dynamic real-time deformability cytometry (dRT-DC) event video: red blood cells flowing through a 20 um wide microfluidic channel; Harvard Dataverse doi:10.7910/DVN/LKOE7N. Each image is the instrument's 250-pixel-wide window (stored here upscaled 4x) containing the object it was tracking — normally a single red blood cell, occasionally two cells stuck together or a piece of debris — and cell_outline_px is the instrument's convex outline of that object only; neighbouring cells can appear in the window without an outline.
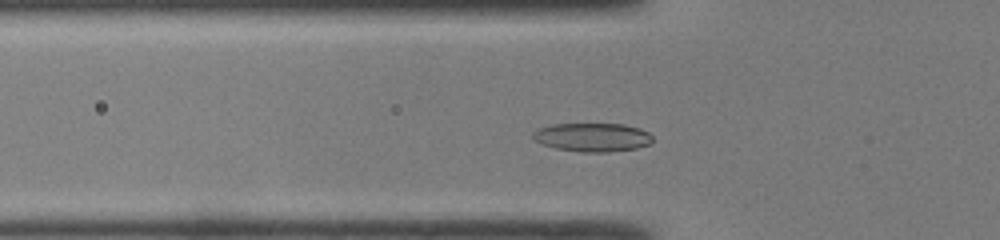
{"species": "common noctule bat (a hibernating species)", "species_latin": "Nyctalus noctula", "temperature_condition": "room temperature", "stored_images_in_passage": 38, "camera_frame_rate_fps": 3000, "um_per_image_px": 0.085, "animal": {"sex": "male", "body_mass_g": 19.0, "forearm_length_mm": 50.8}, "frame": {"image": 1, "passage_image": 6, "time_ms": 1.667, "image_size_px": [1000, 240], "cell_outline_px": [[652, 140], [648, 144], [636, 148], [608, 152], [580, 152], [556, 148], [544, 144], [536, 140], [532, 136], [532, 132], [540, 128], [552, 124], [624, 124], [640, 128], [648, 132], [652, 136]], "centroid_in_image_um": [50.37, 11.66], "position_along_channel_um": 75.4, "area_um2": 19.83}}
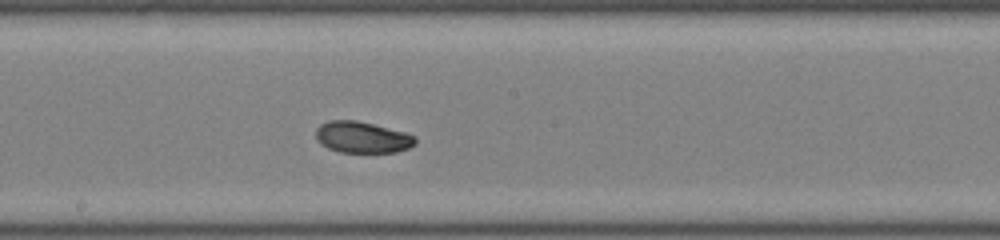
{"frame": {"image": 2, "passage_image": 16, "time_ms": 5.0, "image_size_px": [1000, 240], "cell_outline_px": [[416, 144], [408, 148], [396, 152], [340, 152], [328, 148], [320, 144], [316, 140], [316, 128], [320, 124], [332, 120], [356, 120], [404, 132], [416, 136]], "centroid_in_image_um": [30.77, 11.67], "position_along_channel_um": 217.4, "area_um2": 18.15}}
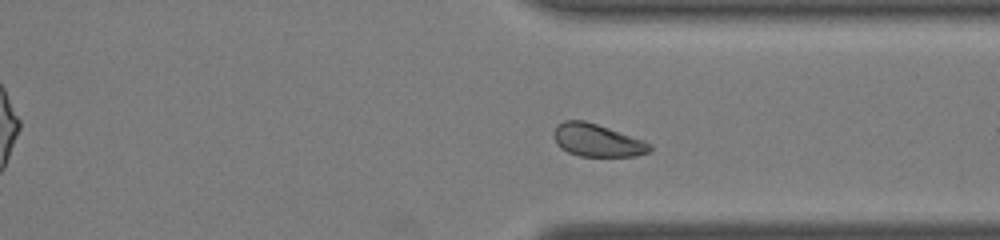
{"frame": {"image": 3, "passage_image": 26, "time_ms": 8.333, "image_size_px": [1000, 240], "cell_outline_px": [[652, 148], [648, 152], [636, 156], [580, 156], [568, 152], [560, 148], [556, 144], [552, 136], [552, 132], [556, 124], [564, 120], [584, 120], [644, 140], [652, 144]], "centroid_in_image_um": [50.71, 11.92], "position_along_channel_um": 360.7, "area_um2": 18.44}, "authors_computed_cell_mechanics": {"area_um2": 18.8717, "velocity_mm_per_s": 4.2639, "shape_relaxation_time_tau1_ms": 3.4845, "shape_relaxation_time_tau2_ms": null, "deformation_change_tau1": 0.1273, "deformation_change_tau2": null}}